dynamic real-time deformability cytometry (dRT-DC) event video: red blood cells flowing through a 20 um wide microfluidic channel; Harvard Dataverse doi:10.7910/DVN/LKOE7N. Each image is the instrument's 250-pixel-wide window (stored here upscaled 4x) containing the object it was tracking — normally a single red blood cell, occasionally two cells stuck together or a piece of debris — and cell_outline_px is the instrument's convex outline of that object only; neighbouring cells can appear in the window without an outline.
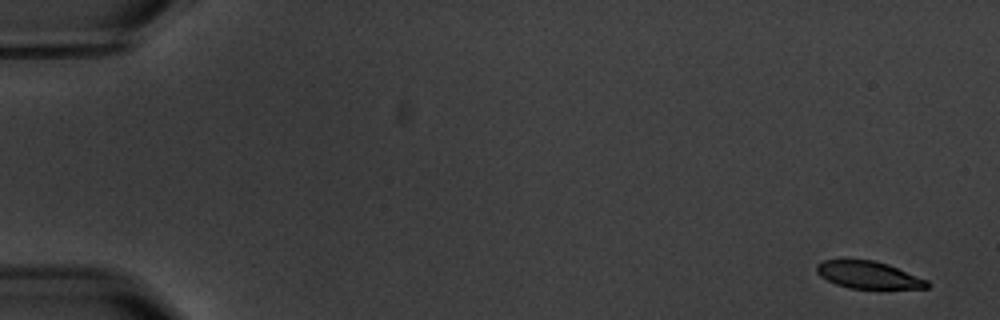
{"species": "common noctule bat (a hibernating species)", "species_latin": "Nyctalus noctula", "temperature_condition": "warm", "stored_images_in_passage": 7, "camera_frame_rate_fps": 3000, "um_per_image_px": 0.085, "animal": {"sex": "male", "body_mass_g": 20.1, "forearm_length_mm": 53.5}, "frame": {"image": 1, "passage_image": 1, "time_ms": 0.0, "image_size_px": [1000, 320], "cell_outline_px": [[928, 288], [848, 288], [836, 284], [820, 276], [816, 272], [816, 264], [824, 260], [872, 260], [888, 264], [928, 280]], "centroid_in_image_um": [73.79, 23.36], "position_along_channel_um": 11.2, "area_um2": 17.34}}
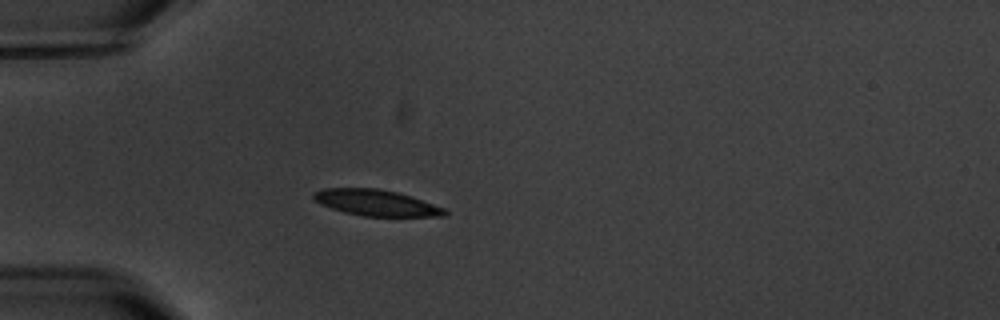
{"frame": {"image": 2, "passage_image": 4, "time_ms": 5.0, "image_size_px": [1000, 320], "cell_outline_px": [[448, 216], [364, 216], [344, 212], [320, 204], [312, 196], [312, 192], [324, 188], [376, 188], [396, 192], [444, 208], [448, 212]], "centroid_in_image_um": [31.93, 17.23], "position_along_channel_um": 53.1, "area_um2": 19.65}}